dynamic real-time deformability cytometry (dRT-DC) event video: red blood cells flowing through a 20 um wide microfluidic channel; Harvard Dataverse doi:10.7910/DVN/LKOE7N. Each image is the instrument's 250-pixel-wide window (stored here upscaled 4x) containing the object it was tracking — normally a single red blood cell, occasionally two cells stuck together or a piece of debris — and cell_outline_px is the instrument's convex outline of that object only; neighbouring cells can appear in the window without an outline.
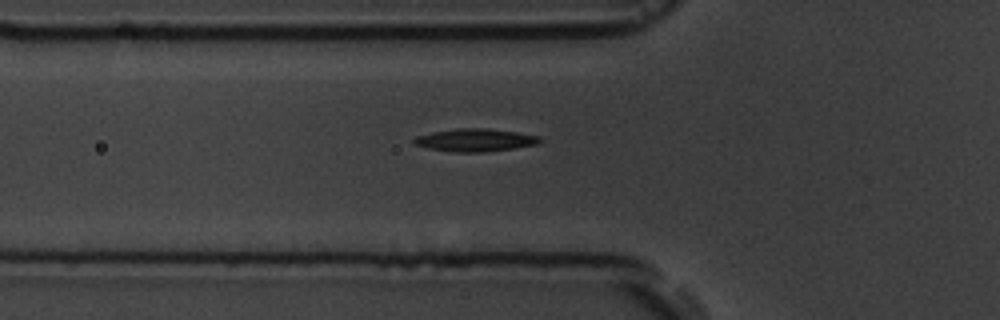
{"species": "common noctule bat (a hibernating species)", "species_latin": "Nyctalus noctula", "temperature_condition": "room temperature", "stored_images_in_passage": 7, "camera_frame_rate_fps": 3000, "um_per_image_px": 0.085, "animal": {"sex": "male", "body_mass_g": 19.5, "forearm_length_mm": 54.6}, "frame": {"image": 1, "passage_image": 7, "time_ms": 7.667, "image_size_px": [1000, 320], "cell_outline_px": [[544, 140], [536, 144], [512, 148], [484, 152], [456, 152], [428, 148], [412, 144], [412, 140], [416, 136], [432, 132], [456, 128], [488, 128], [516, 132], [540, 136]], "centroid_in_image_um": [40.37, 11.9], "position_along_channel_um": 85.4, "area_um2": 16.7}}